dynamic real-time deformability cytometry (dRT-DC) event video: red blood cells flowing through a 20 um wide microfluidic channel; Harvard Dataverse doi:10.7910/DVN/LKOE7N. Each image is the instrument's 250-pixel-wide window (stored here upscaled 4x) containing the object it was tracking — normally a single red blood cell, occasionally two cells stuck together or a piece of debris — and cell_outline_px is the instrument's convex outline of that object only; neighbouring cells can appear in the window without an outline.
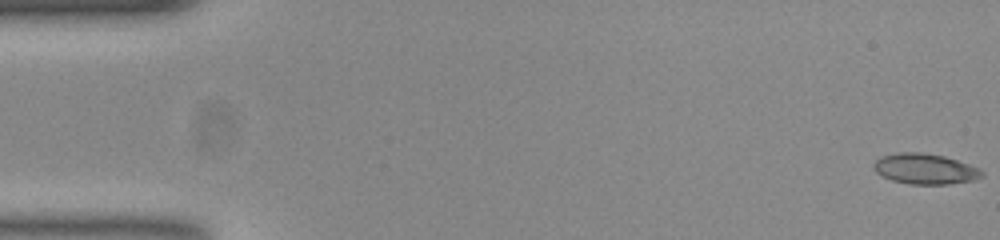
{"species": "common noctule bat (a hibernating species)", "species_latin": "Nyctalus noctula", "temperature_condition": "room temperature", "stored_images_in_passage": 54, "camera_frame_rate_fps": 3000, "um_per_image_px": 0.085, "animal": {"sex": "female", "body_mass_g": 23.0, "forearm_length_mm": 53.4}, "frame": {"image": 1, "passage_image": 1, "time_ms": 0.0, "image_size_px": [1000, 240], "cell_outline_px": [[984, 176], [972, 180], [948, 184], [908, 184], [892, 180], [876, 172], [872, 168], [872, 164], [880, 156], [900, 152], [920, 152], [944, 156], [968, 164], [984, 172]], "centroid_in_image_um": [78.59, 14.35], "position_along_channel_um": 6.4, "area_um2": 19.13}}
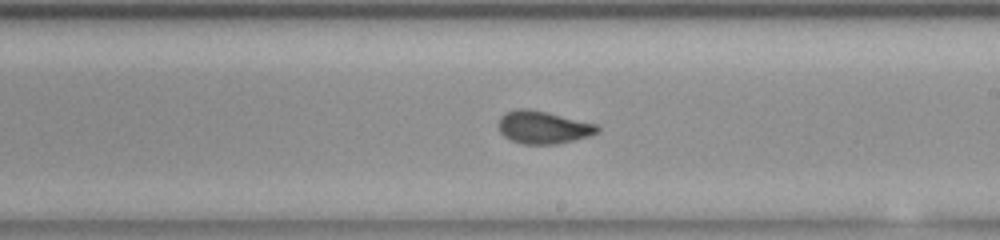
{"frame": {"image": 2, "passage_image": 31, "time_ms": 10.0, "image_size_px": [1000, 240], "cell_outline_px": [[600, 132], [588, 136], [556, 144], [524, 144], [512, 140], [504, 136], [500, 132], [500, 116], [508, 112], [520, 108], [528, 108], [596, 124], [600, 128]], "centroid_in_image_um": [46.18, 10.83], "position_along_channel_um": 242.8, "area_um2": 18.44}}
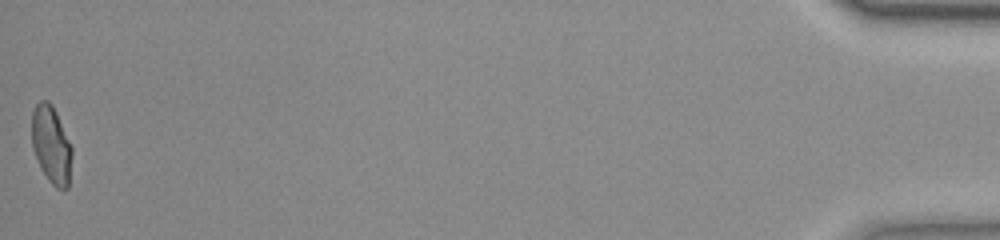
{"frame": {"image": 3, "passage_image": 54, "time_ms": 17.667, "image_size_px": [1000, 240], "cell_outline_px": [[72, 156], [68, 188], [56, 188], [48, 180], [40, 168], [32, 148], [32, 112], [36, 104], [40, 100], [48, 100], [52, 104], [56, 112], [72, 148]], "centroid_in_image_um": [4.35, 12.3], "position_along_channel_um": 430.9, "area_um2": 18.15}, "authors_computed_cell_mechanics": {"area_um2": 18.6983, "velocity_mm_per_s": 3.8004, "shape_relaxation_time_tau1_ms": null, "shape_relaxation_time_tau2_ms": 0.8597, "deformation_change_tau1": null, "deformation_change_tau2": 0.052}}